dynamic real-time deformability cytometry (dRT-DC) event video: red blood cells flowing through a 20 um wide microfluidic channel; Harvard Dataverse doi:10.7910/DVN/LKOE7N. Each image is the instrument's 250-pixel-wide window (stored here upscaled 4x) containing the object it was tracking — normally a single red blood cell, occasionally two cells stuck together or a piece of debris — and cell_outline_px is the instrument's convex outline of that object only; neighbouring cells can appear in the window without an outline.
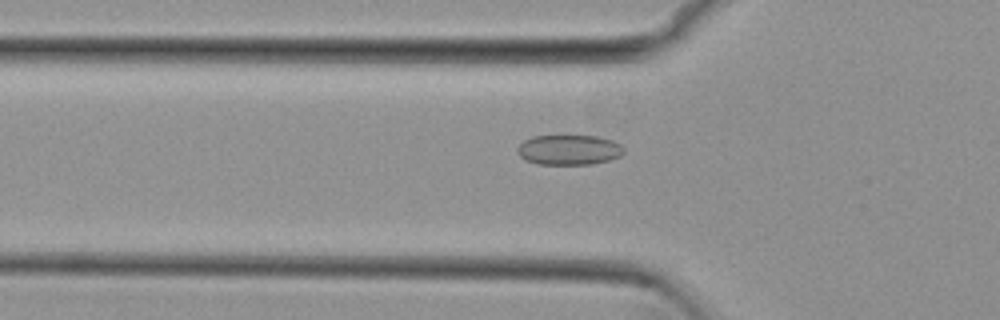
{"species": "common noctule bat (a hibernating species)", "species_latin": "Nyctalus noctula", "temperature_condition": "cold", "stored_images_in_passage": 37, "camera_frame_rate_fps": 3000, "um_per_image_px": 0.085, "animal": {"sex": "female", "body_mass_g": 29.2, "forearm_length_mm": 56.3}, "frame": {"image": 1, "passage_image": 9, "time_ms": 2.667, "image_size_px": [1000, 320], "cell_outline_px": [[624, 152], [620, 156], [608, 160], [592, 164], [536, 164], [524, 160], [520, 156], [516, 148], [524, 140], [532, 136], [596, 136], [612, 140], [620, 144], [624, 148]], "centroid_in_image_um": [48.34, 12.74], "position_along_channel_um": 77.5, "area_um2": 18.67}}
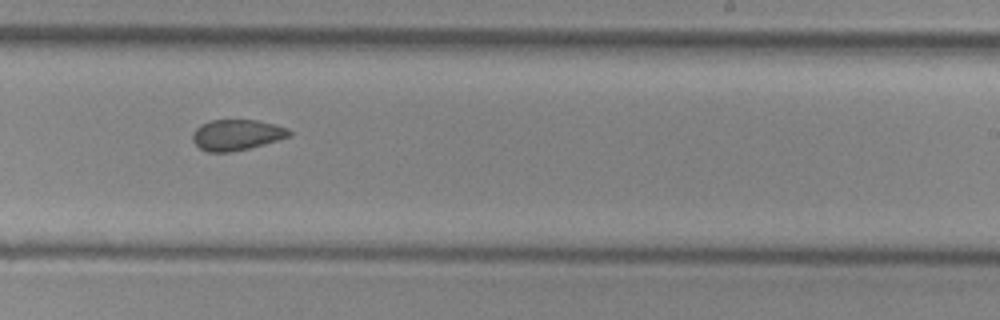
{"frame": {"image": 2, "passage_image": 24, "time_ms": 7.667, "image_size_px": [1000, 320], "cell_outline_px": [[292, 136], [264, 144], [232, 152], [208, 152], [200, 148], [192, 140], [192, 132], [200, 124], [212, 120], [256, 120], [288, 128], [292, 132]], "centroid_in_image_um": [20.11, 11.46], "position_along_channel_um": 268.9, "area_um2": 17.34}}
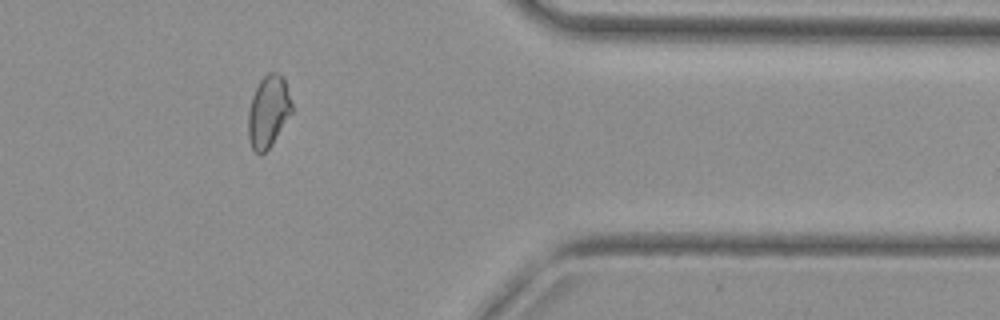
{"frame": {"image": 3, "passage_image": 35, "time_ms": 11.333, "image_size_px": [1000, 320], "cell_outline_px": [[292, 112], [272, 144], [260, 156], [252, 148], [248, 140], [248, 112], [252, 96], [260, 80], [268, 72], [276, 72], [284, 80], [292, 104]], "centroid_in_image_um": [22.79, 9.5], "position_along_channel_um": 388.6, "area_um2": 18.09}, "authors_computed_cell_mechanics": {"area_um2": 18.207, "velocity_mm_per_s": 3.8162, "shape_relaxation_time_tau1_ms": null, "shape_relaxation_time_tau2_ms": 2.6425, "deformation_change_tau1": null, "deformation_change_tau2": 0.0633}}